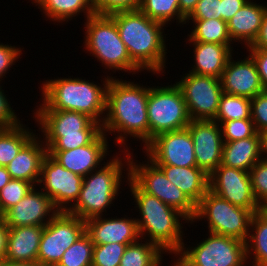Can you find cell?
Instances as JSON below:
<instances>
[{
	"instance_id": "1",
	"label": "cell",
	"mask_w": 267,
	"mask_h": 266,
	"mask_svg": "<svg viewBox=\"0 0 267 266\" xmlns=\"http://www.w3.org/2000/svg\"><path fill=\"white\" fill-rule=\"evenodd\" d=\"M148 94L149 86L114 77L109 80L106 91L107 113L101 128L106 135L117 133L115 141L118 146H124V151H130L126 144L128 135L137 141L141 140L143 148L149 143Z\"/></svg>"
},
{
	"instance_id": "2",
	"label": "cell",
	"mask_w": 267,
	"mask_h": 266,
	"mask_svg": "<svg viewBox=\"0 0 267 266\" xmlns=\"http://www.w3.org/2000/svg\"><path fill=\"white\" fill-rule=\"evenodd\" d=\"M115 20L119 35L125 44L131 61L149 73H163L167 47L163 34L165 24L150 19L139 9L110 14Z\"/></svg>"
},
{
	"instance_id": "3",
	"label": "cell",
	"mask_w": 267,
	"mask_h": 266,
	"mask_svg": "<svg viewBox=\"0 0 267 266\" xmlns=\"http://www.w3.org/2000/svg\"><path fill=\"white\" fill-rule=\"evenodd\" d=\"M126 182L133 195L135 205L141 214L140 219L136 218L141 239L157 245L164 253L176 254L183 242V224L180 220L189 223L186 217L177 209L166 205L157 197L143 192L130 178L129 171H126ZM180 219V220H179ZM182 225V226H181ZM144 236V237H143Z\"/></svg>"
},
{
	"instance_id": "4",
	"label": "cell",
	"mask_w": 267,
	"mask_h": 266,
	"mask_svg": "<svg viewBox=\"0 0 267 266\" xmlns=\"http://www.w3.org/2000/svg\"><path fill=\"white\" fill-rule=\"evenodd\" d=\"M110 78L109 75L107 78L105 76L103 87L80 78L46 80L41 84L43 103L35 110L81 112L102 124L106 113V91Z\"/></svg>"
},
{
	"instance_id": "5",
	"label": "cell",
	"mask_w": 267,
	"mask_h": 266,
	"mask_svg": "<svg viewBox=\"0 0 267 266\" xmlns=\"http://www.w3.org/2000/svg\"><path fill=\"white\" fill-rule=\"evenodd\" d=\"M120 152H123L125 158L118 157L117 154L112 157L113 159H109V162L108 160L107 163L103 162L104 166L101 165V168L84 176L79 198L75 204H72L68 213L86 221L102 216L103 212H106V209L113 204V200L119 196V189L123 182L122 170L125 166L127 167L124 171L129 170L130 163V151Z\"/></svg>"
},
{
	"instance_id": "6",
	"label": "cell",
	"mask_w": 267,
	"mask_h": 266,
	"mask_svg": "<svg viewBox=\"0 0 267 266\" xmlns=\"http://www.w3.org/2000/svg\"><path fill=\"white\" fill-rule=\"evenodd\" d=\"M34 111L47 150H71L88 145L102 131L100 123L81 112Z\"/></svg>"
},
{
	"instance_id": "7",
	"label": "cell",
	"mask_w": 267,
	"mask_h": 266,
	"mask_svg": "<svg viewBox=\"0 0 267 266\" xmlns=\"http://www.w3.org/2000/svg\"><path fill=\"white\" fill-rule=\"evenodd\" d=\"M85 20V50L101 61L105 69L129 72L132 75L141 72L131 61L115 20L110 15L94 14Z\"/></svg>"
},
{
	"instance_id": "8",
	"label": "cell",
	"mask_w": 267,
	"mask_h": 266,
	"mask_svg": "<svg viewBox=\"0 0 267 266\" xmlns=\"http://www.w3.org/2000/svg\"><path fill=\"white\" fill-rule=\"evenodd\" d=\"M185 245L175 254L179 257L172 266H246L247 263L246 243L234 237L209 232L208 238L195 247Z\"/></svg>"
},
{
	"instance_id": "9",
	"label": "cell",
	"mask_w": 267,
	"mask_h": 266,
	"mask_svg": "<svg viewBox=\"0 0 267 266\" xmlns=\"http://www.w3.org/2000/svg\"><path fill=\"white\" fill-rule=\"evenodd\" d=\"M147 115L149 142L161 133L187 128L191 121L182 91L176 84L149 87Z\"/></svg>"
},
{
	"instance_id": "10",
	"label": "cell",
	"mask_w": 267,
	"mask_h": 266,
	"mask_svg": "<svg viewBox=\"0 0 267 266\" xmlns=\"http://www.w3.org/2000/svg\"><path fill=\"white\" fill-rule=\"evenodd\" d=\"M253 212L235 206L208 190L196 206L195 220L207 219L210 233L230 236L246 242Z\"/></svg>"
},
{
	"instance_id": "11",
	"label": "cell",
	"mask_w": 267,
	"mask_h": 266,
	"mask_svg": "<svg viewBox=\"0 0 267 266\" xmlns=\"http://www.w3.org/2000/svg\"><path fill=\"white\" fill-rule=\"evenodd\" d=\"M130 155L129 178L143 191L177 209L189 222L196 215V205L177 186L168 180L163 171L147 158V163H137ZM137 163V164H136Z\"/></svg>"
},
{
	"instance_id": "12",
	"label": "cell",
	"mask_w": 267,
	"mask_h": 266,
	"mask_svg": "<svg viewBox=\"0 0 267 266\" xmlns=\"http://www.w3.org/2000/svg\"><path fill=\"white\" fill-rule=\"evenodd\" d=\"M86 233V223L67 211H59L45 226L38 251L42 266H56L64 252Z\"/></svg>"
},
{
	"instance_id": "13",
	"label": "cell",
	"mask_w": 267,
	"mask_h": 266,
	"mask_svg": "<svg viewBox=\"0 0 267 266\" xmlns=\"http://www.w3.org/2000/svg\"><path fill=\"white\" fill-rule=\"evenodd\" d=\"M182 91L191 120H214L223 89L219 78L185 73L175 83Z\"/></svg>"
},
{
	"instance_id": "14",
	"label": "cell",
	"mask_w": 267,
	"mask_h": 266,
	"mask_svg": "<svg viewBox=\"0 0 267 266\" xmlns=\"http://www.w3.org/2000/svg\"><path fill=\"white\" fill-rule=\"evenodd\" d=\"M83 178L65 169L47 153L42 162L38 185L43 183L39 188L52 199L59 211H68L79 198Z\"/></svg>"
},
{
	"instance_id": "15",
	"label": "cell",
	"mask_w": 267,
	"mask_h": 266,
	"mask_svg": "<svg viewBox=\"0 0 267 266\" xmlns=\"http://www.w3.org/2000/svg\"><path fill=\"white\" fill-rule=\"evenodd\" d=\"M143 149L155 165L197 166L194 143L188 128L161 133Z\"/></svg>"
},
{
	"instance_id": "16",
	"label": "cell",
	"mask_w": 267,
	"mask_h": 266,
	"mask_svg": "<svg viewBox=\"0 0 267 266\" xmlns=\"http://www.w3.org/2000/svg\"><path fill=\"white\" fill-rule=\"evenodd\" d=\"M208 179L209 190L220 198L253 213L262 209L253 195L249 172L220 164Z\"/></svg>"
},
{
	"instance_id": "17",
	"label": "cell",
	"mask_w": 267,
	"mask_h": 266,
	"mask_svg": "<svg viewBox=\"0 0 267 266\" xmlns=\"http://www.w3.org/2000/svg\"><path fill=\"white\" fill-rule=\"evenodd\" d=\"M187 128L193 139L197 167L210 175L222 162L220 124L214 120H191Z\"/></svg>"
},
{
	"instance_id": "18",
	"label": "cell",
	"mask_w": 267,
	"mask_h": 266,
	"mask_svg": "<svg viewBox=\"0 0 267 266\" xmlns=\"http://www.w3.org/2000/svg\"><path fill=\"white\" fill-rule=\"evenodd\" d=\"M36 189L34 186L22 200L1 216L8 228L45 226L59 212L52 199L41 189Z\"/></svg>"
},
{
	"instance_id": "19",
	"label": "cell",
	"mask_w": 267,
	"mask_h": 266,
	"mask_svg": "<svg viewBox=\"0 0 267 266\" xmlns=\"http://www.w3.org/2000/svg\"><path fill=\"white\" fill-rule=\"evenodd\" d=\"M108 149L107 135L101 131L88 145L71 150L47 152L65 169L84 177L101 167V162L107 158Z\"/></svg>"
},
{
	"instance_id": "20",
	"label": "cell",
	"mask_w": 267,
	"mask_h": 266,
	"mask_svg": "<svg viewBox=\"0 0 267 266\" xmlns=\"http://www.w3.org/2000/svg\"><path fill=\"white\" fill-rule=\"evenodd\" d=\"M229 58L220 78L223 93L253 99L265 91L254 60L250 55L232 61Z\"/></svg>"
},
{
	"instance_id": "21",
	"label": "cell",
	"mask_w": 267,
	"mask_h": 266,
	"mask_svg": "<svg viewBox=\"0 0 267 266\" xmlns=\"http://www.w3.org/2000/svg\"><path fill=\"white\" fill-rule=\"evenodd\" d=\"M116 218V219H115ZM130 218V219H129ZM103 218L97 216L87 219L86 233L90 236L94 245L118 243L129 245L140 238L136 218Z\"/></svg>"
},
{
	"instance_id": "22",
	"label": "cell",
	"mask_w": 267,
	"mask_h": 266,
	"mask_svg": "<svg viewBox=\"0 0 267 266\" xmlns=\"http://www.w3.org/2000/svg\"><path fill=\"white\" fill-rule=\"evenodd\" d=\"M37 136V137H36ZM43 140L35 135L6 166L12 179L24 180L38 185L42 162L47 154Z\"/></svg>"
},
{
	"instance_id": "23",
	"label": "cell",
	"mask_w": 267,
	"mask_h": 266,
	"mask_svg": "<svg viewBox=\"0 0 267 266\" xmlns=\"http://www.w3.org/2000/svg\"><path fill=\"white\" fill-rule=\"evenodd\" d=\"M44 226L9 228L5 260L10 262H37Z\"/></svg>"
},
{
	"instance_id": "24",
	"label": "cell",
	"mask_w": 267,
	"mask_h": 266,
	"mask_svg": "<svg viewBox=\"0 0 267 266\" xmlns=\"http://www.w3.org/2000/svg\"><path fill=\"white\" fill-rule=\"evenodd\" d=\"M266 10L267 5L248 0L227 22L231 39L235 43L243 42L245 47L251 46L259 34Z\"/></svg>"
},
{
	"instance_id": "25",
	"label": "cell",
	"mask_w": 267,
	"mask_h": 266,
	"mask_svg": "<svg viewBox=\"0 0 267 266\" xmlns=\"http://www.w3.org/2000/svg\"><path fill=\"white\" fill-rule=\"evenodd\" d=\"M194 49V66L190 73L221 78L227 61L234 51L231 44H216L204 42H189Z\"/></svg>"
},
{
	"instance_id": "26",
	"label": "cell",
	"mask_w": 267,
	"mask_h": 266,
	"mask_svg": "<svg viewBox=\"0 0 267 266\" xmlns=\"http://www.w3.org/2000/svg\"><path fill=\"white\" fill-rule=\"evenodd\" d=\"M170 182L177 186L197 206L209 190V175L197 166L157 165Z\"/></svg>"
},
{
	"instance_id": "27",
	"label": "cell",
	"mask_w": 267,
	"mask_h": 266,
	"mask_svg": "<svg viewBox=\"0 0 267 266\" xmlns=\"http://www.w3.org/2000/svg\"><path fill=\"white\" fill-rule=\"evenodd\" d=\"M262 157V136L257 132L253 137L224 142L221 164L249 172Z\"/></svg>"
},
{
	"instance_id": "28",
	"label": "cell",
	"mask_w": 267,
	"mask_h": 266,
	"mask_svg": "<svg viewBox=\"0 0 267 266\" xmlns=\"http://www.w3.org/2000/svg\"><path fill=\"white\" fill-rule=\"evenodd\" d=\"M33 2L53 22H68L82 12L86 19L95 14L92 0H32Z\"/></svg>"
},
{
	"instance_id": "29",
	"label": "cell",
	"mask_w": 267,
	"mask_h": 266,
	"mask_svg": "<svg viewBox=\"0 0 267 266\" xmlns=\"http://www.w3.org/2000/svg\"><path fill=\"white\" fill-rule=\"evenodd\" d=\"M249 230L245 242L247 260L254 258L252 266H267V208L253 214Z\"/></svg>"
},
{
	"instance_id": "30",
	"label": "cell",
	"mask_w": 267,
	"mask_h": 266,
	"mask_svg": "<svg viewBox=\"0 0 267 266\" xmlns=\"http://www.w3.org/2000/svg\"><path fill=\"white\" fill-rule=\"evenodd\" d=\"M22 122L11 128H0V166L6 167L36 135Z\"/></svg>"
},
{
	"instance_id": "31",
	"label": "cell",
	"mask_w": 267,
	"mask_h": 266,
	"mask_svg": "<svg viewBox=\"0 0 267 266\" xmlns=\"http://www.w3.org/2000/svg\"><path fill=\"white\" fill-rule=\"evenodd\" d=\"M193 28L188 42H204L216 44H233L228 32L227 22L221 19L192 20ZM232 42V43H231Z\"/></svg>"
},
{
	"instance_id": "32",
	"label": "cell",
	"mask_w": 267,
	"mask_h": 266,
	"mask_svg": "<svg viewBox=\"0 0 267 266\" xmlns=\"http://www.w3.org/2000/svg\"><path fill=\"white\" fill-rule=\"evenodd\" d=\"M138 240L127 245L120 266H160L164 252L154 243Z\"/></svg>"
},
{
	"instance_id": "33",
	"label": "cell",
	"mask_w": 267,
	"mask_h": 266,
	"mask_svg": "<svg viewBox=\"0 0 267 266\" xmlns=\"http://www.w3.org/2000/svg\"><path fill=\"white\" fill-rule=\"evenodd\" d=\"M139 10L150 19L165 25L172 19L182 25L186 21V18L180 12L179 0H141Z\"/></svg>"
},
{
	"instance_id": "34",
	"label": "cell",
	"mask_w": 267,
	"mask_h": 266,
	"mask_svg": "<svg viewBox=\"0 0 267 266\" xmlns=\"http://www.w3.org/2000/svg\"><path fill=\"white\" fill-rule=\"evenodd\" d=\"M251 119V99L223 93L214 121Z\"/></svg>"
},
{
	"instance_id": "35",
	"label": "cell",
	"mask_w": 267,
	"mask_h": 266,
	"mask_svg": "<svg viewBox=\"0 0 267 266\" xmlns=\"http://www.w3.org/2000/svg\"><path fill=\"white\" fill-rule=\"evenodd\" d=\"M93 248L90 236L85 233L64 252L56 266H92Z\"/></svg>"
},
{
	"instance_id": "36",
	"label": "cell",
	"mask_w": 267,
	"mask_h": 266,
	"mask_svg": "<svg viewBox=\"0 0 267 266\" xmlns=\"http://www.w3.org/2000/svg\"><path fill=\"white\" fill-rule=\"evenodd\" d=\"M34 187L30 182L11 179L0 190V216L15 206Z\"/></svg>"
},
{
	"instance_id": "37",
	"label": "cell",
	"mask_w": 267,
	"mask_h": 266,
	"mask_svg": "<svg viewBox=\"0 0 267 266\" xmlns=\"http://www.w3.org/2000/svg\"><path fill=\"white\" fill-rule=\"evenodd\" d=\"M126 247L118 243L94 245L92 266H120Z\"/></svg>"
},
{
	"instance_id": "38",
	"label": "cell",
	"mask_w": 267,
	"mask_h": 266,
	"mask_svg": "<svg viewBox=\"0 0 267 266\" xmlns=\"http://www.w3.org/2000/svg\"><path fill=\"white\" fill-rule=\"evenodd\" d=\"M223 142L253 137L257 131L252 119L228 120L220 124Z\"/></svg>"
},
{
	"instance_id": "39",
	"label": "cell",
	"mask_w": 267,
	"mask_h": 266,
	"mask_svg": "<svg viewBox=\"0 0 267 266\" xmlns=\"http://www.w3.org/2000/svg\"><path fill=\"white\" fill-rule=\"evenodd\" d=\"M249 173L255 199L262 208H267V161L261 159Z\"/></svg>"
},
{
	"instance_id": "40",
	"label": "cell",
	"mask_w": 267,
	"mask_h": 266,
	"mask_svg": "<svg viewBox=\"0 0 267 266\" xmlns=\"http://www.w3.org/2000/svg\"><path fill=\"white\" fill-rule=\"evenodd\" d=\"M95 14L110 15L120 11L138 10L141 0H92Z\"/></svg>"
},
{
	"instance_id": "41",
	"label": "cell",
	"mask_w": 267,
	"mask_h": 266,
	"mask_svg": "<svg viewBox=\"0 0 267 266\" xmlns=\"http://www.w3.org/2000/svg\"><path fill=\"white\" fill-rule=\"evenodd\" d=\"M251 119L259 134L267 131V91L251 99Z\"/></svg>"
},
{
	"instance_id": "42",
	"label": "cell",
	"mask_w": 267,
	"mask_h": 266,
	"mask_svg": "<svg viewBox=\"0 0 267 266\" xmlns=\"http://www.w3.org/2000/svg\"><path fill=\"white\" fill-rule=\"evenodd\" d=\"M221 19V0H199L195 9L186 18L189 20Z\"/></svg>"
},
{
	"instance_id": "43",
	"label": "cell",
	"mask_w": 267,
	"mask_h": 266,
	"mask_svg": "<svg viewBox=\"0 0 267 266\" xmlns=\"http://www.w3.org/2000/svg\"><path fill=\"white\" fill-rule=\"evenodd\" d=\"M21 47H15L10 45H4L3 43H0V79L2 78L10 71L9 69L12 67V65H15L20 57L22 55ZM0 80V81H1Z\"/></svg>"
},
{
	"instance_id": "44",
	"label": "cell",
	"mask_w": 267,
	"mask_h": 266,
	"mask_svg": "<svg viewBox=\"0 0 267 266\" xmlns=\"http://www.w3.org/2000/svg\"><path fill=\"white\" fill-rule=\"evenodd\" d=\"M8 100L2 86H0V128H11L21 123L18 115L16 116L15 111L12 110L13 108H11Z\"/></svg>"
},
{
	"instance_id": "45",
	"label": "cell",
	"mask_w": 267,
	"mask_h": 266,
	"mask_svg": "<svg viewBox=\"0 0 267 266\" xmlns=\"http://www.w3.org/2000/svg\"><path fill=\"white\" fill-rule=\"evenodd\" d=\"M249 49V55L254 60L257 71L260 75L262 85L267 91V50L259 48H246Z\"/></svg>"
},
{
	"instance_id": "46",
	"label": "cell",
	"mask_w": 267,
	"mask_h": 266,
	"mask_svg": "<svg viewBox=\"0 0 267 266\" xmlns=\"http://www.w3.org/2000/svg\"><path fill=\"white\" fill-rule=\"evenodd\" d=\"M248 0H221V20L228 22Z\"/></svg>"
},
{
	"instance_id": "47",
	"label": "cell",
	"mask_w": 267,
	"mask_h": 266,
	"mask_svg": "<svg viewBox=\"0 0 267 266\" xmlns=\"http://www.w3.org/2000/svg\"><path fill=\"white\" fill-rule=\"evenodd\" d=\"M247 48H259L267 50V10L264 14L259 34L254 43Z\"/></svg>"
},
{
	"instance_id": "48",
	"label": "cell",
	"mask_w": 267,
	"mask_h": 266,
	"mask_svg": "<svg viewBox=\"0 0 267 266\" xmlns=\"http://www.w3.org/2000/svg\"><path fill=\"white\" fill-rule=\"evenodd\" d=\"M9 228L5 224L4 219L0 216V260L3 261L6 255L7 239Z\"/></svg>"
},
{
	"instance_id": "49",
	"label": "cell",
	"mask_w": 267,
	"mask_h": 266,
	"mask_svg": "<svg viewBox=\"0 0 267 266\" xmlns=\"http://www.w3.org/2000/svg\"><path fill=\"white\" fill-rule=\"evenodd\" d=\"M199 0H179V9L181 14L187 18L195 9Z\"/></svg>"
},
{
	"instance_id": "50",
	"label": "cell",
	"mask_w": 267,
	"mask_h": 266,
	"mask_svg": "<svg viewBox=\"0 0 267 266\" xmlns=\"http://www.w3.org/2000/svg\"><path fill=\"white\" fill-rule=\"evenodd\" d=\"M11 176L6 167L0 166V190L11 180Z\"/></svg>"
},
{
	"instance_id": "51",
	"label": "cell",
	"mask_w": 267,
	"mask_h": 266,
	"mask_svg": "<svg viewBox=\"0 0 267 266\" xmlns=\"http://www.w3.org/2000/svg\"><path fill=\"white\" fill-rule=\"evenodd\" d=\"M0 266H42V265L38 261L19 263V262H10L4 259L3 261H1Z\"/></svg>"
},
{
	"instance_id": "52",
	"label": "cell",
	"mask_w": 267,
	"mask_h": 266,
	"mask_svg": "<svg viewBox=\"0 0 267 266\" xmlns=\"http://www.w3.org/2000/svg\"><path fill=\"white\" fill-rule=\"evenodd\" d=\"M262 136V157L263 160L267 161V131L261 134Z\"/></svg>"
}]
</instances>
